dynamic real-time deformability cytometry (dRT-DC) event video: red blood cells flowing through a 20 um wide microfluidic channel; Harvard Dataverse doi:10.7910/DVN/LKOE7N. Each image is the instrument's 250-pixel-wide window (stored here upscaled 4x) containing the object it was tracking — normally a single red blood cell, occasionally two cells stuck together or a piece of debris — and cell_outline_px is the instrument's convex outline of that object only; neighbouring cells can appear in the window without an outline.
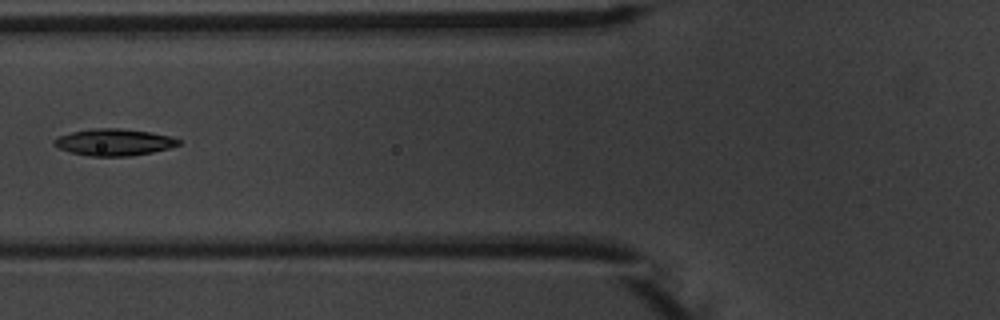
{"species": "common noctule bat (a hibernating species)", "species_latin": "Nyctalus noctula", "temperature_condition": "warm", "stored_images_in_passage": 2, "camera_frame_rate_fps": 3000, "um_per_image_px": 0.085, "animal": {"sex": "male", "body_mass_g": 20.1, "forearm_length_mm": 53.5}, "frame": {"image": 1, "passage_image": 2, "time_ms": 1.333, "image_size_px": [1000, 320], "cell_outline_px": [[180, 144], [168, 148], [152, 152], [132, 156], [88, 156], [56, 148], [52, 144], [52, 140], [60, 136], [72, 132], [96, 128], [120, 128], [148, 132], [172, 136], [180, 140]], "centroid_in_image_um": [9.67, 12.09], "position_along_channel_um": 116.1, "area_um2": 19.36}}